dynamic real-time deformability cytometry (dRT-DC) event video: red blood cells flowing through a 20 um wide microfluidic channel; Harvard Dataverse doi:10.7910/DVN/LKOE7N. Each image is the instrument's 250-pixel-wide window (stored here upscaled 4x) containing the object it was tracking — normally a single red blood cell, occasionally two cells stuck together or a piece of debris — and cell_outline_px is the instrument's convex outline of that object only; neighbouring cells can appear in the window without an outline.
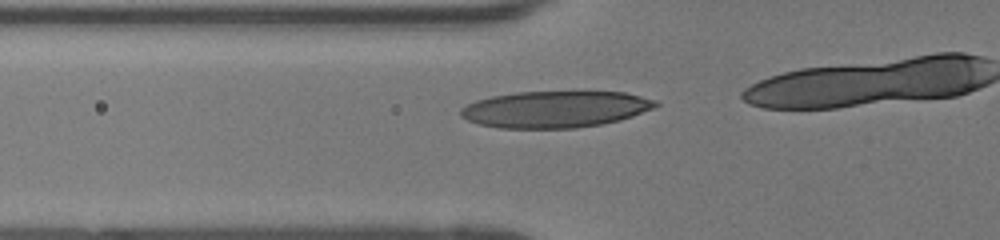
{"species": "human", "species_latin": "Homo sapiens", "temperature_condition": "room temperature", "stored_images_in_passage": 17, "camera_frame_rate_fps": 3000, "um_per_image_px": 0.085, "donor": {"sex": "female"}, "frame": {"image": 1, "passage_image": 12, "time_ms": 3.667, "image_size_px": [1000, 240], "cell_outline_px": [[660, 104], [652, 108], [632, 116], [620, 120], [600, 124], [576, 128], [500, 128], [480, 124], [468, 120], [460, 116], [460, 108], [476, 100], [492, 96], [516, 92], [624, 92], [656, 100]], "centroid_in_image_um": [47.17, 9.29], "position_along_channel_um": 78.6, "area_um2": 41.33}}
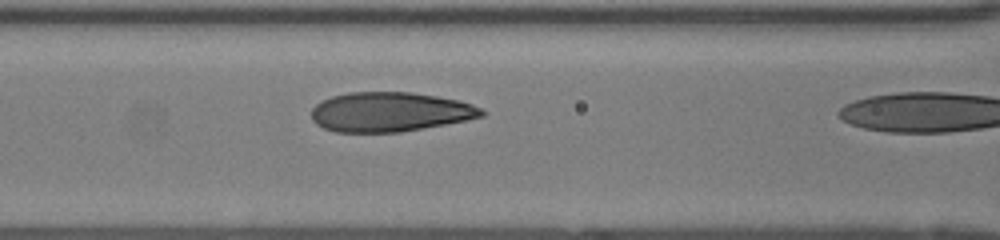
{"frame": {"image": 2, "passage_image": 16, "time_ms": 5.0, "image_size_px": [1000, 240], "cell_outline_px": [[488, 112], [484, 116], [444, 124], [400, 132], [336, 132], [324, 128], [316, 124], [312, 120], [312, 108], [320, 100], [332, 96], [348, 92], [408, 92], [436, 96], [460, 100], [472, 104]], "centroid_in_image_um": [33.12, 9.51], "position_along_channel_um": 133.5, "area_um2": 39.19}}